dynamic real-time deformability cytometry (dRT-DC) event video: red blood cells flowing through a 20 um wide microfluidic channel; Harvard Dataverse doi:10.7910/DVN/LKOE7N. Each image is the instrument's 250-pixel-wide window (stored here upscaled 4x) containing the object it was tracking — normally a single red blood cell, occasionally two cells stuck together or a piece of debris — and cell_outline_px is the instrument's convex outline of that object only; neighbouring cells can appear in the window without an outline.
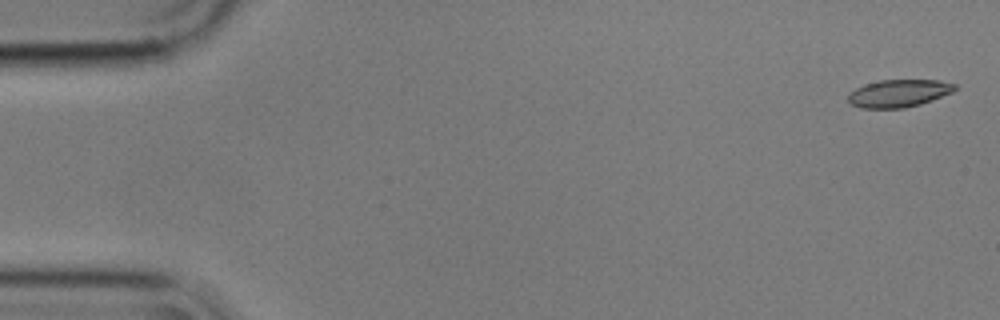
{"species": "common noctule bat (a hibernating species)", "species_latin": "Nyctalus noctula", "temperature_condition": "cold", "stored_images_in_passage": 17, "camera_frame_rate_fps": 3000, "um_per_image_px": 0.085, "animal": {"sex": "male", "body_mass_g": 17.9}, "frame": {"image": 1, "passage_image": 2, "time_ms": 0.333, "image_size_px": [1000, 320], "cell_outline_px": [[956, 88], [952, 92], [932, 100], [920, 104], [904, 108], [860, 108], [852, 104], [848, 100], [848, 92], [864, 84], [880, 80], [940, 80], [956, 84]], "centroid_in_image_um": [76.38, 7.92], "position_along_channel_um": 8.6, "area_um2": 17.17}}
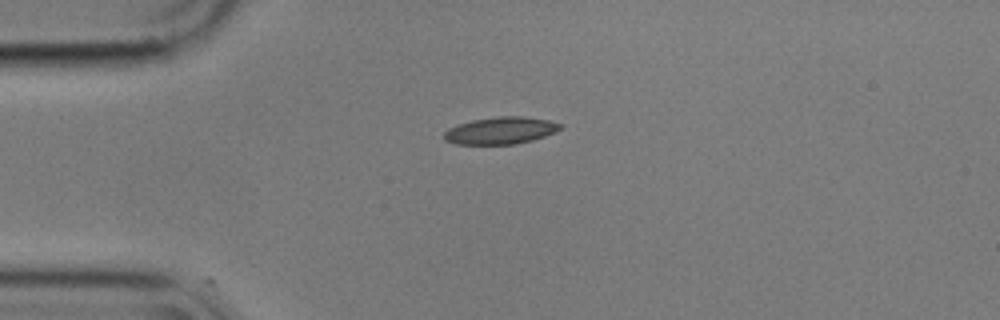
{"frame": {"image": 2, "passage_image": 14, "time_ms": 4.333, "image_size_px": [1000, 320], "cell_outline_px": [[564, 124], [560, 128], [544, 136], [532, 140], [516, 144], [456, 144], [444, 140], [444, 132], [448, 128], [472, 120], [500, 116], [524, 116], [548, 120]], "centroid_in_image_um": [42.54, 11.09], "position_along_channel_um": 42.5, "area_um2": 18.21}}